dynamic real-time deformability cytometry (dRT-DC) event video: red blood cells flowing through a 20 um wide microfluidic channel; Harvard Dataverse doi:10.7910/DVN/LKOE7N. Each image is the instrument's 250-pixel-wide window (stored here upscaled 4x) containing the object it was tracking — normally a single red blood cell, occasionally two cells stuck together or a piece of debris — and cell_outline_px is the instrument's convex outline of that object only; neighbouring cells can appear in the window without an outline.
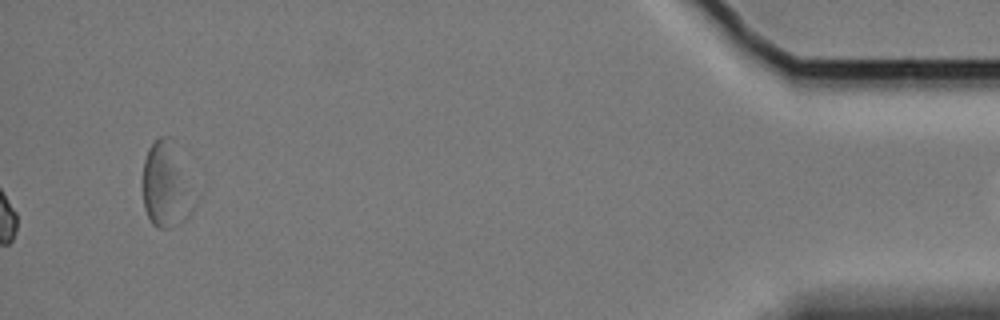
{"species": "Egyptian fruit bat (a non-hibernating species)", "species_latin": "Rousettus aegyptiacus", "temperature_condition": "cold", "stored_images_in_passage": 51, "camera_frame_rate_fps": 3000, "um_per_image_px": 0.085, "animal": {"sex": "female"}, "frame": {"image": 1, "passage_image": 51, "time_ms": 16.667, "image_size_px": [1000, 320], "cell_outline_px": [[192, 188], [168, 228], [160, 228], [152, 224], [144, 208], [144, 160], [148, 148], [160, 136], [172, 136]], "centroid_in_image_um": [13.96, 15.48], "position_along_channel_um": 421.2, "area_um2": 22.83}, "authors_computed_cell_mechanics": {"area_um2": 12.0224, "velocity_mm_per_s": 3.3782, "shape_relaxation_time_tau1_ms": null, "shape_relaxation_time_tau2_ms": 7.7617, "deformation_change_tau1": null, "deformation_change_tau2": 0.0532}}